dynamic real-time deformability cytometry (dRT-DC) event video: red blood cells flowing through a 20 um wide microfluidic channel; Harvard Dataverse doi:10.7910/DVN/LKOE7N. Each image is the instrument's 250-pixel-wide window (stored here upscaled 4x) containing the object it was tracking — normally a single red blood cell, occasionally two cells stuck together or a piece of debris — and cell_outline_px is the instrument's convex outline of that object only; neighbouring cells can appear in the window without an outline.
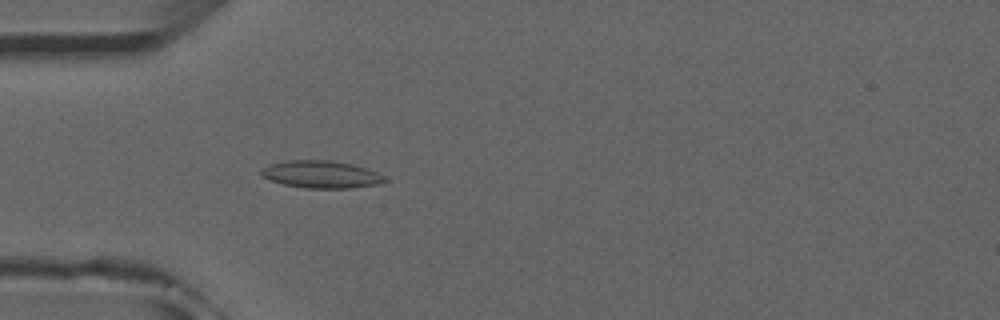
{"species": "common noctule bat (a hibernating species)", "species_latin": "Nyctalus noctula", "temperature_condition": "room temperature", "stored_images_in_passage": 52, "camera_frame_rate_fps": 3000, "um_per_image_px": 0.085, "animal": {"sex": "male", "forearm_length_mm": 52.5}, "frame": {"image": 1, "passage_image": 16, "time_ms": 5.0, "image_size_px": [1000, 320], "cell_outline_px": [[388, 180], [376, 184], [352, 188], [304, 188], [284, 184], [272, 180], [264, 176], [260, 172], [260, 168], [268, 164], [288, 160], [332, 160], [352, 164], [376, 172], [384, 176]], "centroid_in_image_um": [27.27, 14.81], "position_along_channel_um": 57.7, "area_um2": 19.59}}
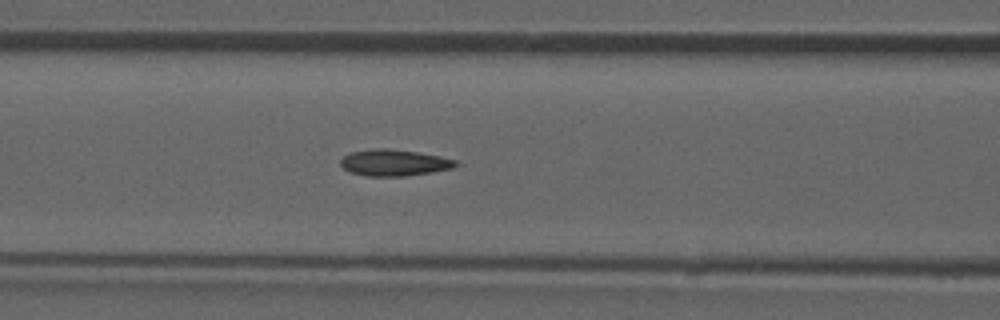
{"frame": {"image": 2, "passage_image": 22, "time_ms": 7.0, "image_size_px": [1000, 320], "cell_outline_px": [[460, 164], [452, 168], [432, 172], [404, 176], [368, 176], [348, 172], [340, 164], [340, 160], [344, 156], [352, 152], [376, 148], [384, 148], [416, 152], [440, 156], [456, 160]], "centroid_in_image_um": [33.5, 13.83], "position_along_channel_um": 133.1, "area_um2": 17.63}}
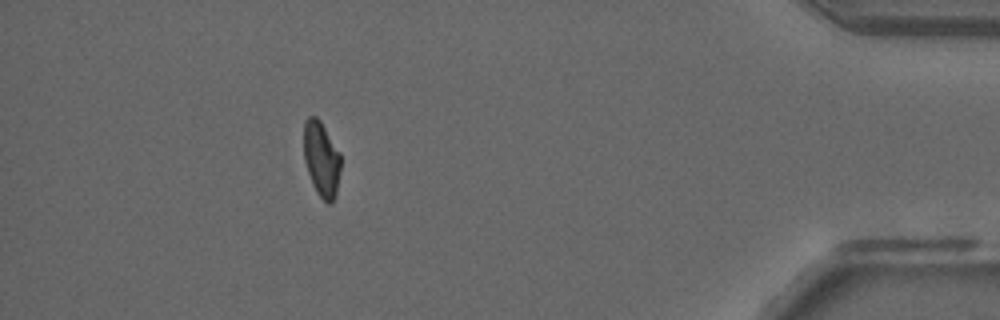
{"frame": {"image": 3, "passage_image": 47, "time_ms": 15.333, "image_size_px": [1000, 320], "cell_outline_px": [[340, 168], [336, 192], [332, 204], [328, 204], [316, 192], [312, 184], [304, 160], [304, 120], [308, 116], [316, 116], [320, 120], [340, 152]], "centroid_in_image_um": [27.31, 13.5], "position_along_channel_um": 407.9, "area_um2": 16.18}, "authors_computed_cell_mechanics": {"area_um2": 17.5134, "velocity_mm_per_s": 3.9628, "shape_relaxation_time_tau1_ms": null, "shape_relaxation_time_tau2_ms": 2.6079, "deformation_change_tau1": null, "deformation_change_tau2": 0.08}}